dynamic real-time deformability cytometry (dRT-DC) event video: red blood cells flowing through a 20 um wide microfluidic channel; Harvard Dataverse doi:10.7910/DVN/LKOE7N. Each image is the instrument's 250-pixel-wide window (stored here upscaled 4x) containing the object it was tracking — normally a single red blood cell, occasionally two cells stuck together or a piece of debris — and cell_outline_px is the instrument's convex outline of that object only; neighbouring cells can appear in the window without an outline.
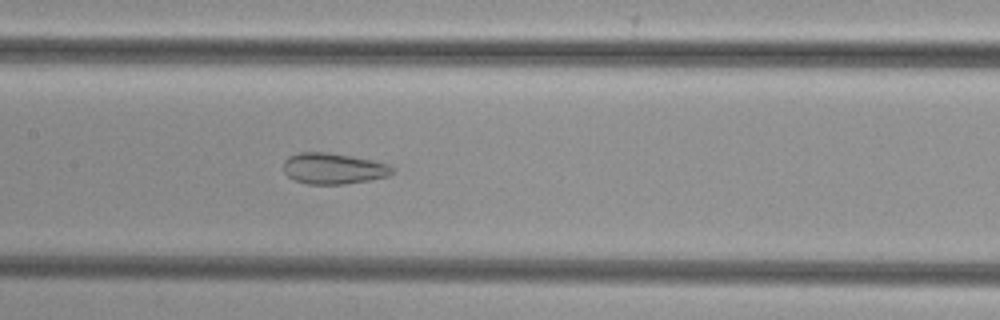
{"species": "common noctule bat (a hibernating species)", "species_latin": "Nyctalus noctula", "temperature_condition": "cold", "stored_images_in_passage": 29, "camera_frame_rate_fps": 3000, "um_per_image_px": 0.085, "animal": {"sex": "female", "body_mass_g": 29.2, "forearm_length_mm": 56.3}, "frame": {"image": 1, "passage_image": 17, "time_ms": 5.333, "image_size_px": [1000, 320], "cell_outline_px": [[396, 172], [388, 176], [368, 180], [344, 184], [308, 184], [292, 180], [284, 172], [284, 160], [288, 156], [300, 152], [328, 152], [372, 160], [388, 164]], "centroid_in_image_um": [28.31, 14.32], "position_along_channel_um": 179.1, "area_um2": 19.71}}
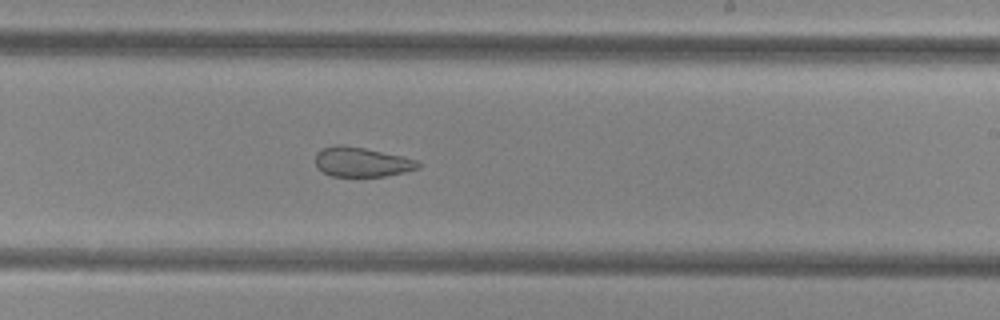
{"frame": {"image": 2, "passage_image": 23, "time_ms": 7.333, "image_size_px": [1000, 320], "cell_outline_px": [[420, 168], [404, 172], [384, 176], [332, 176], [316, 168], [316, 152], [320, 148], [336, 144], [340, 144], [364, 148], [400, 156], [416, 160], [420, 164]], "centroid_in_image_um": [30.69, 13.76], "position_along_channel_um": 258.3, "area_um2": 17.63}}
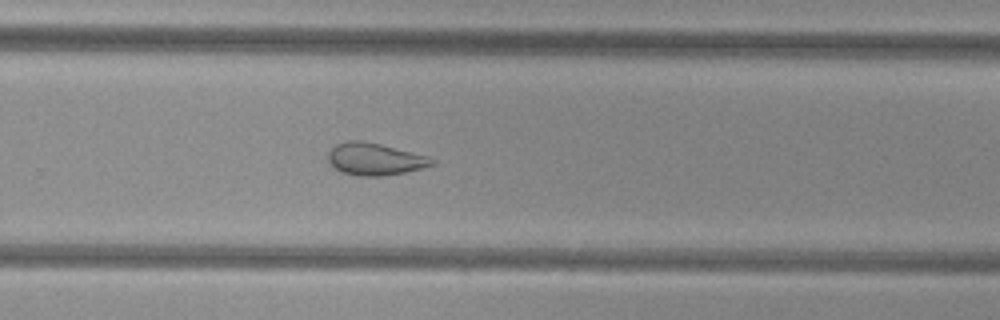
{"frame": {"image": 3, "passage_image": 26, "time_ms": 8.333, "image_size_px": [1000, 320], "cell_outline_px": [[436, 160], [432, 164], [420, 168], [404, 172], [384, 176], [360, 176], [340, 172], [328, 160], [328, 152], [336, 144], [348, 140], [360, 140], [380, 144], [428, 156]], "centroid_in_image_um": [31.83, 13.52], "position_along_channel_um": 298.0, "area_um2": 19.25}}